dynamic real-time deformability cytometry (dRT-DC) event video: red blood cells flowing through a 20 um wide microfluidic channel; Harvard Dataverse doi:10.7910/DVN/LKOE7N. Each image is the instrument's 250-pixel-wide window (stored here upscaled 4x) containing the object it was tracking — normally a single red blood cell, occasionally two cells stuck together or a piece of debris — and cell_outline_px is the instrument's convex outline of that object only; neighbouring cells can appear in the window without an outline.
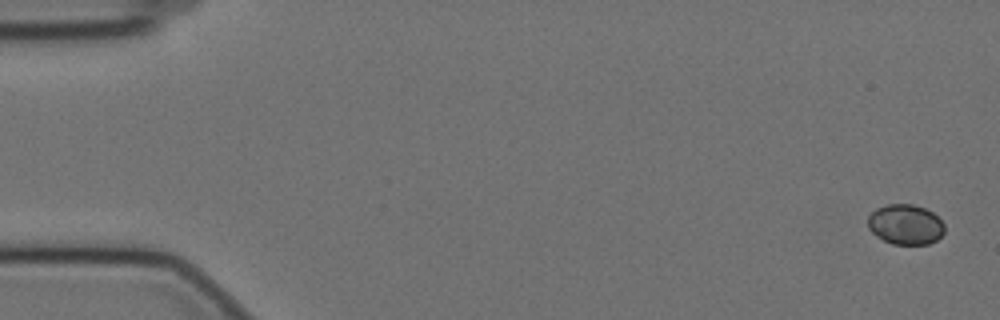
{"species": "Egyptian fruit bat (a non-hibernating species)", "species_latin": "Rousettus aegyptiacus", "temperature_condition": "cold", "stored_images_in_passage": 12, "camera_frame_rate_fps": 3000, "um_per_image_px": 0.085, "animal": {"sex": "female"}, "frame": {"image": 1, "passage_image": 1, "time_ms": 0.0, "image_size_px": [1000, 320], "cell_outline_px": [[944, 232], [936, 240], [928, 244], [892, 244], [876, 236], [868, 228], [868, 216], [876, 208], [888, 204], [912, 204], [924, 208], [932, 212], [944, 224]], "centroid_in_image_um": [76.95, 19.08], "position_along_channel_um": 8.1, "area_um2": 17.86}}